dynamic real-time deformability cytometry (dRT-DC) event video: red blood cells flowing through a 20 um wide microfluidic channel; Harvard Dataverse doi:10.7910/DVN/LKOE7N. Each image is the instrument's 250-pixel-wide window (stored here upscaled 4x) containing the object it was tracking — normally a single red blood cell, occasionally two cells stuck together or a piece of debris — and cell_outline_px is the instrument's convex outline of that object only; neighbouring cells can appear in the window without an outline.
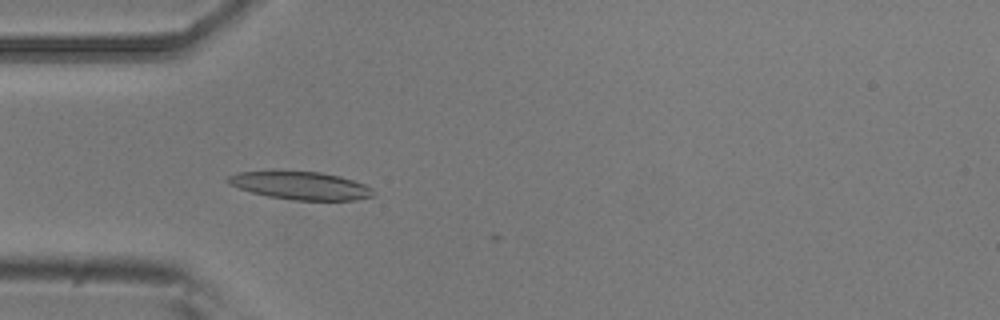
{"species": "common noctule bat (a hibernating species)", "species_latin": "Nyctalus noctula", "temperature_condition": "room temperature", "stored_images_in_passage": 5, "camera_frame_rate_fps": 3000, "um_per_image_px": 0.085, "animal": {"sex": "male", "body_mass_g": 20.5, "forearm_length_mm": 52.5}, "frame": {"image": 1, "passage_image": 4, "time_ms": 1.0, "image_size_px": [1000, 320], "cell_outline_px": [[376, 192], [372, 196], [356, 200], [292, 200], [268, 196], [252, 192], [228, 184], [224, 180], [228, 176], [236, 172], [272, 168], [276, 168], [320, 172], [340, 176], [364, 184], [372, 188]], "centroid_in_image_um": [25.46, 15.72], "position_along_channel_um": 59.5, "area_um2": 24.68}}
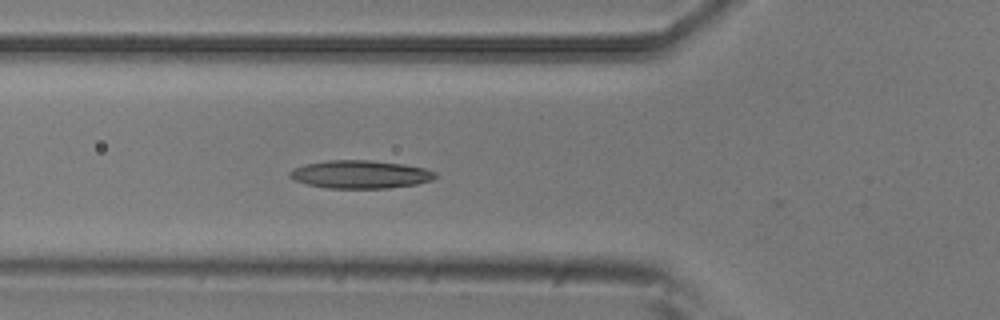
{"frame": {"image": 2, "passage_image": 5, "time_ms": 1.333, "image_size_px": [1000, 320], "cell_outline_px": [[440, 176], [432, 180], [416, 184], [388, 188], [328, 188], [308, 184], [296, 180], [288, 176], [288, 172], [292, 168], [304, 164], [328, 160], [372, 160], [404, 164], [424, 168], [436, 172]], "centroid_in_image_um": [30.64, 14.81], "position_along_channel_um": 95.2, "area_um2": 23.93}}